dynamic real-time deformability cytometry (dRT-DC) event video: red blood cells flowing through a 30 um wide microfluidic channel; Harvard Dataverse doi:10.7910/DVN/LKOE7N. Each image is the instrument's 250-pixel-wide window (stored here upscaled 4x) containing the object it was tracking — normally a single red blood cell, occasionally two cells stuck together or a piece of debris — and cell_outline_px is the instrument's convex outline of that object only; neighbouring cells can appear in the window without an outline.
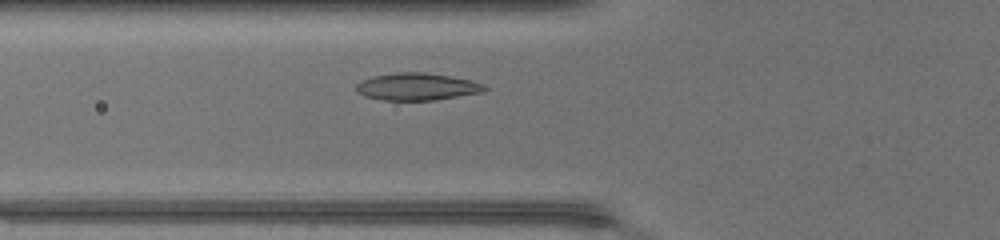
{"species": "common noctule bat (a hibernating species)", "species_latin": "Nyctalus noctula", "temperature_condition": "warm", "stored_images_in_passage": 31, "camera_frame_rate_fps": 3000, "um_per_image_px": 0.085, "animal": {"sex": "female", "body_mass_g": 17.0, "forearm_length_mm": 48.0}, "frame": {"image": 1, "passage_image": 3, "time_ms": 0.667, "image_size_px": [1000, 240], "cell_outline_px": [[488, 88], [484, 92], [432, 100], [384, 100], [364, 96], [356, 88], [356, 84], [360, 80], [372, 76], [396, 72], [424, 72], [452, 76], [472, 80], [484, 84]], "centroid_in_image_um": [35.46, 7.35], "position_along_channel_um": 90.3, "area_um2": 20.46}}
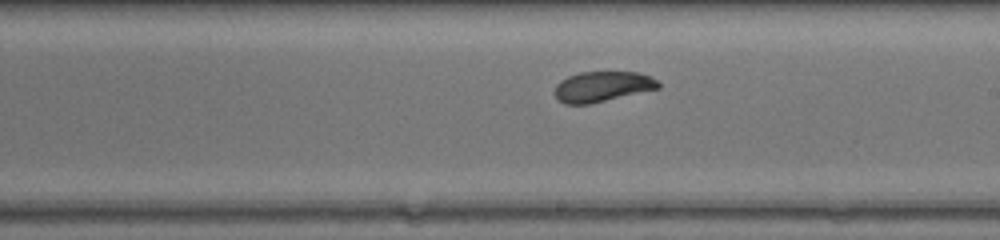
{"frame": {"image": 2, "passage_image": 13, "time_ms": 4.0, "image_size_px": [1000, 240], "cell_outline_px": [[660, 88], [588, 104], [564, 104], [556, 100], [556, 84], [560, 80], [568, 76], [580, 72], [636, 72], [652, 76], [660, 84]], "centroid_in_image_um": [51.19, 7.35], "position_along_channel_um": 237.8, "area_um2": 18.26}}
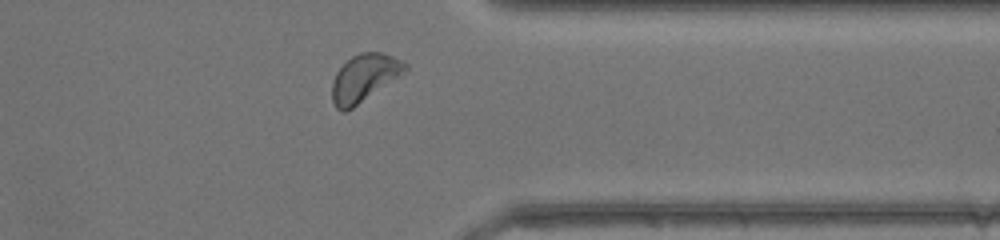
{"frame": {"image": 3, "passage_image": 23, "time_ms": 7.333, "image_size_px": [1000, 240], "cell_outline_px": [[408, 68], [352, 108], [344, 112], [340, 112], [336, 108], [332, 100], [332, 80], [336, 72], [352, 56], [360, 52], [380, 52], [392, 56], [408, 64]], "centroid_in_image_um": [30.9, 6.61], "position_along_channel_um": 380.5, "area_um2": 19.54}, "authors_computed_cell_mechanics": {"area_um2": 19.074, "velocity_mm_per_s": 4.4212, "shape_relaxation_time_tau1_ms": 1.9899, "shape_relaxation_time_tau2_ms": 7.8413, "deformation_change_tau1": 0.0885, "deformation_change_tau2": 0.0695}}